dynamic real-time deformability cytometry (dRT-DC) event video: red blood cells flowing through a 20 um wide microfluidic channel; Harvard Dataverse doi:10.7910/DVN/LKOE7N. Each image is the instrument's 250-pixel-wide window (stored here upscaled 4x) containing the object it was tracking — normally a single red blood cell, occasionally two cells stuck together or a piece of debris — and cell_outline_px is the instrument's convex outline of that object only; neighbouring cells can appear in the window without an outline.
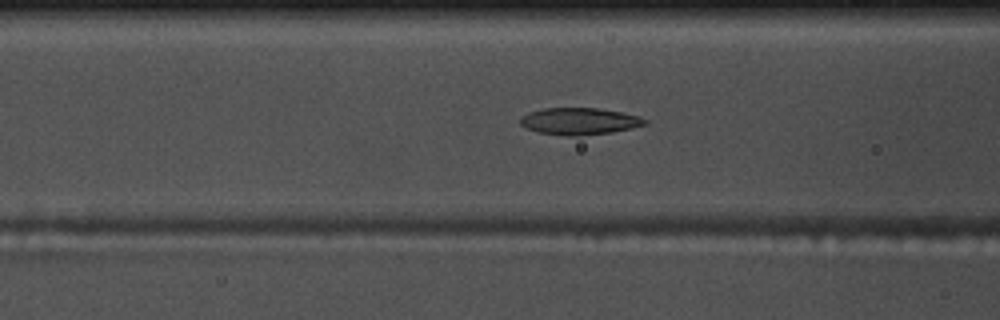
{"species": "common noctule bat (a hibernating species)", "species_latin": "Nyctalus noctula", "temperature_condition": "warm", "stored_images_in_passage": 53, "camera_frame_rate_fps": 3000, "um_per_image_px": 0.085, "animal": {"sex": "male", "body_mass_g": 17.5, "forearm_length_mm": 52.3}, "frame": {"image": 1, "passage_image": 20, "time_ms": 6.333, "image_size_px": [1000, 320], "cell_outline_px": [[648, 124], [632, 128], [612, 132], [580, 136], [564, 136], [536, 132], [520, 124], [520, 120], [528, 112], [544, 108], [600, 108], [624, 112], [640, 116], [648, 120]], "centroid_in_image_um": [49.3, 10.3], "position_along_channel_um": 117.3, "area_um2": 19.77}}
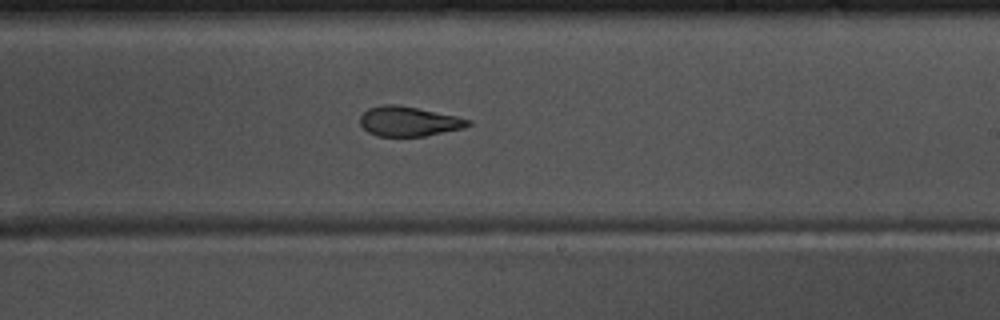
{"frame": {"image": 2, "passage_image": 31, "time_ms": 10.0, "image_size_px": [1000, 320], "cell_outline_px": [[472, 124], [464, 128], [424, 136], [376, 136], [368, 132], [360, 124], [360, 116], [368, 108], [384, 104], [396, 104], [456, 116], [472, 120]], "centroid_in_image_um": [34.74, 10.32], "position_along_channel_um": 254.3, "area_um2": 18.67}}
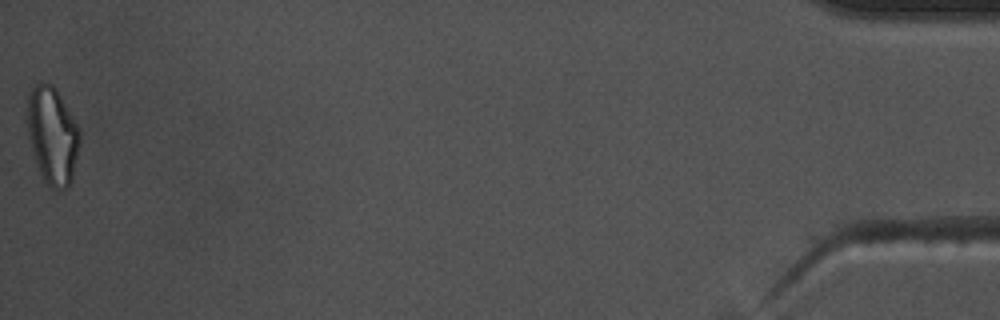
{"frame": {"image": 3, "passage_image": 53, "time_ms": 17.333, "image_size_px": [1000, 320], "cell_outline_px": [[80, 140], [72, 180], [68, 188], [52, 188], [44, 180], [40, 172], [28, 136], [28, 92], [40, 80], [52, 84], [56, 88], [72, 116], [80, 132]], "centroid_in_image_um": [4.46, 11.48], "position_along_channel_um": 430.7, "area_um2": 29.36}, "authors_computed_cell_mechanics": {"area_um2": 20.4612, "velocity_mm_per_s": 3.7412, "shape_relaxation_time_tau1_ms": null, "shape_relaxation_time_tau2_ms": 2.7386, "deformation_change_tau1": null, "deformation_change_tau2": 0.103}}